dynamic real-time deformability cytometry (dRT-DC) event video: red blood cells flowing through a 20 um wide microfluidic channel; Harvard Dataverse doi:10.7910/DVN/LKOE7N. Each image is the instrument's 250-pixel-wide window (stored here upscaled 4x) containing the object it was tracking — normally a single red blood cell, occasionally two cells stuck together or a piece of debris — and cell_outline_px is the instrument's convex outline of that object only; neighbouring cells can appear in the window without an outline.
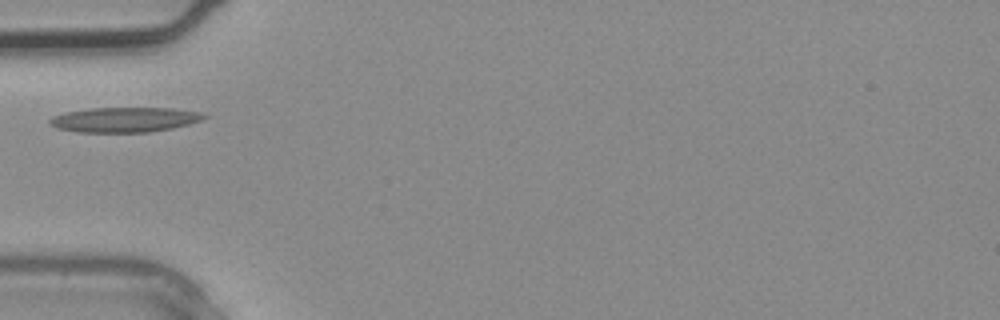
{"species": "common noctule bat (a hibernating species)", "species_latin": "Nyctalus noctula", "temperature_condition": "warm", "stored_images_in_passage": 2, "camera_frame_rate_fps": 3000, "um_per_image_px": 0.085, "animal": {"sex": "male", "body_mass_g": 20.4}, "frame": {"image": 1, "passage_image": 2, "time_ms": 0.333, "image_size_px": [1000, 320], "cell_outline_px": [[208, 116], [200, 120], [188, 124], [172, 128], [148, 132], [80, 132], [56, 128], [48, 124], [48, 120], [52, 116], [64, 112], [92, 108], [172, 108], [200, 112]], "centroid_in_image_um": [10.54, 10.17], "position_along_channel_um": 74.5, "area_um2": 22.37}}